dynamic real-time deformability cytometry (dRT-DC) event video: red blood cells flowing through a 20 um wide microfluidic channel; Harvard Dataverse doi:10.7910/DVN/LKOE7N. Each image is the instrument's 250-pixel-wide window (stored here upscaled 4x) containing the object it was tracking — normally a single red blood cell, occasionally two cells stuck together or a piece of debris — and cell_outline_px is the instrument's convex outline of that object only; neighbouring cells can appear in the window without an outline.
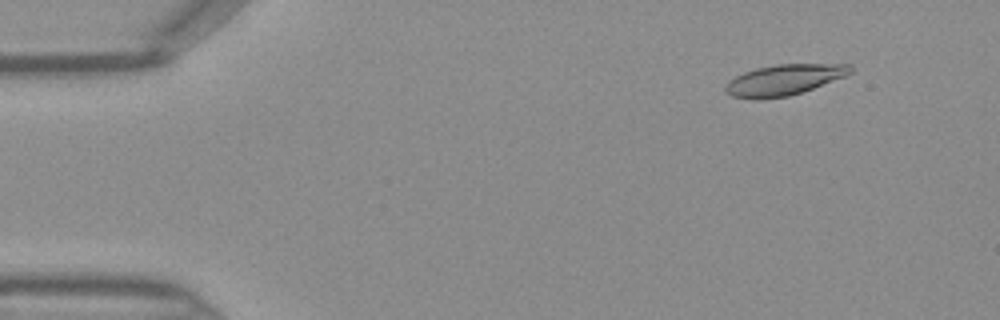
{"species": "Egyptian fruit bat (a non-hibernating species)", "species_latin": "Rousettus aegyptiacus", "temperature_condition": "warm", "stored_images_in_passage": 46, "camera_frame_rate_fps": 3000, "um_per_image_px": 0.085, "frame": {"image": 1, "passage_image": 5, "time_ms": 1.333, "image_size_px": [1000, 320], "cell_outline_px": [[852, 72], [844, 76], [812, 88], [788, 96], [760, 100], [752, 100], [732, 96], [724, 92], [724, 88], [728, 80], [744, 72], [756, 68], [776, 64], [852, 64]], "centroid_in_image_um": [66.57, 6.8], "position_along_channel_um": 18.4, "area_um2": 22.43}}
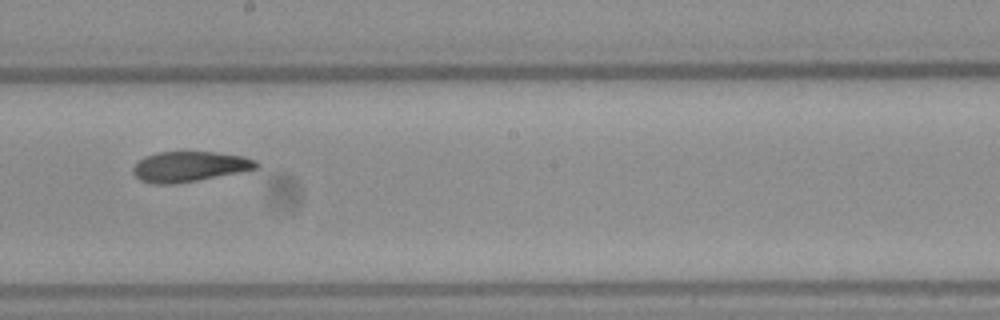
{"frame": {"image": 2, "passage_image": 26, "time_ms": 8.333, "image_size_px": [1000, 320], "cell_outline_px": [[260, 168], [196, 180], [172, 184], [152, 184], [140, 180], [132, 172], [132, 168], [144, 156], [156, 152], [216, 152], [244, 156], [256, 160], [260, 164]], "centroid_in_image_um": [16.11, 14.15], "position_along_channel_um": 232.1, "area_um2": 21.73}}
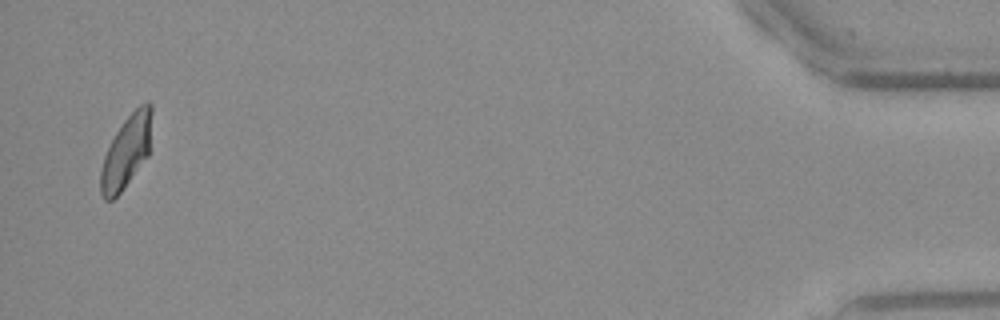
{"frame": {"image": 3, "passage_image": 45, "time_ms": 14.667, "image_size_px": [1000, 320], "cell_outline_px": [[152, 112], [148, 156], [124, 188], [112, 200], [104, 200], [100, 192], [100, 172], [104, 156], [116, 132], [124, 120], [140, 104], [148, 100], [152, 104]], "centroid_in_image_um": [10.74, 12.89], "position_along_channel_um": 424.5, "area_um2": 21.44}}